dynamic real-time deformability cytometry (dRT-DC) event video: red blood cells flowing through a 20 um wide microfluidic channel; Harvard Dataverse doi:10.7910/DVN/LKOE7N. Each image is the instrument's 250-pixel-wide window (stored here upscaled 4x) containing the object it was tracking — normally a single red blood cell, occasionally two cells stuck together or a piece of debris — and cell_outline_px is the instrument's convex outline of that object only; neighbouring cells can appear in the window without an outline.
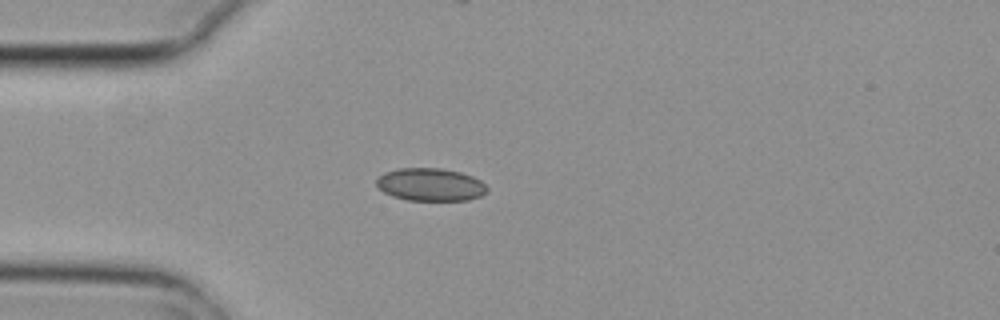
{"species": "common noctule bat (a hibernating species)", "species_latin": "Nyctalus noctula", "temperature_condition": "cold", "stored_images_in_passage": 5, "camera_frame_rate_fps": 3000, "um_per_image_px": 0.085, "animal": {"sex": "female", "body_mass_g": 29.2, "forearm_length_mm": 56.3}, "frame": {"image": 1, "passage_image": 5, "time_ms": 1.333, "image_size_px": [1000, 320], "cell_outline_px": [[488, 192], [480, 196], [468, 200], [408, 200], [392, 196], [384, 192], [376, 184], [376, 180], [384, 172], [396, 168], [440, 168], [460, 172], [472, 176], [480, 180], [488, 188]], "centroid_in_image_um": [36.59, 15.68], "position_along_channel_um": 48.4, "area_um2": 21.15}}